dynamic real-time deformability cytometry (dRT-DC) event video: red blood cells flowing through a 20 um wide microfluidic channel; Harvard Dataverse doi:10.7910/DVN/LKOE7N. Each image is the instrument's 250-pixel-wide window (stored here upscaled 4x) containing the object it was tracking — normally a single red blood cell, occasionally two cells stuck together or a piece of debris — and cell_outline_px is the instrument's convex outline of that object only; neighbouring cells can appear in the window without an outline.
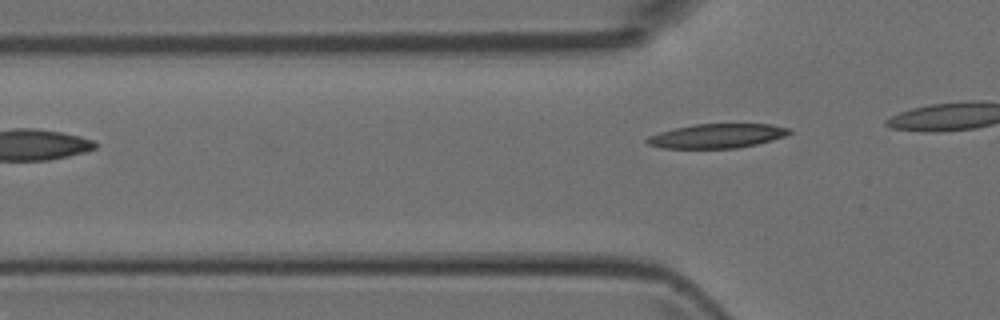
{"species": "Egyptian fruit bat (a non-hibernating species)", "species_latin": "Rousettus aegyptiacus", "temperature_condition": "room temperature", "stored_images_in_passage": 3, "camera_frame_rate_fps": 3000, "um_per_image_px": 0.085, "animal": {"sex": "female"}, "frame": {"image": 1, "passage_image": 3, "time_ms": 2.333, "image_size_px": [1000, 320], "cell_outline_px": [[792, 132], [784, 136], [772, 140], [756, 144], [736, 148], [660, 148], [648, 144], [644, 140], [648, 136], [660, 132], [676, 128], [696, 124], [772, 124], [792, 128]], "centroid_in_image_um": [60.96, 11.55], "position_along_channel_um": 64.8, "area_um2": 20.11}}